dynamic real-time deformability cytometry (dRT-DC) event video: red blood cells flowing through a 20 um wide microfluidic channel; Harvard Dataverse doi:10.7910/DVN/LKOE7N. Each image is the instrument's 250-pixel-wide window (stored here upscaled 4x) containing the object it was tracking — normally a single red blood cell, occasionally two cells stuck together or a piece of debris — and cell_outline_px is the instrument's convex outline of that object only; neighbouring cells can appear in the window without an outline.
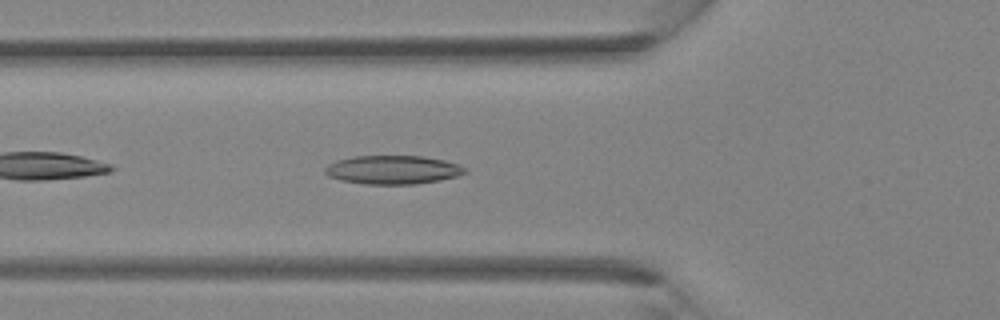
{"species": "Egyptian fruit bat (a non-hibernating species)", "species_latin": "Rousettus aegyptiacus", "temperature_condition": "room temperature", "stored_images_in_passage": 13, "camera_frame_rate_fps": 3000, "um_per_image_px": 0.085, "animal": {"sex": "female"}, "frame": {"image": 1, "passage_image": 4, "time_ms": 1.0, "image_size_px": [1000, 320], "cell_outline_px": [[468, 172], [456, 176], [440, 180], [416, 184], [364, 184], [340, 180], [328, 176], [324, 172], [324, 168], [328, 164], [336, 160], [352, 156], [424, 156], [444, 160], [468, 168]], "centroid_in_image_um": [33.37, 14.43], "position_along_channel_um": 92.4, "area_um2": 23.52}}
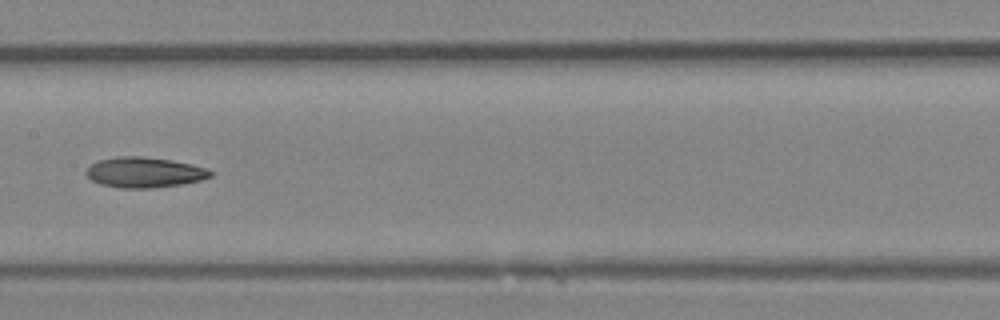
{"frame": {"image": 2, "passage_image": 10, "time_ms": 3.0, "image_size_px": [1000, 320], "cell_outline_px": [[212, 176], [200, 180], [184, 184], [152, 188], [120, 188], [100, 184], [92, 180], [84, 172], [92, 164], [100, 160], [116, 156], [144, 156], [172, 160], [192, 164], [204, 168], [212, 172]], "centroid_in_image_um": [12.27, 14.65], "position_along_channel_um": 195.1, "area_um2": 22.02}}